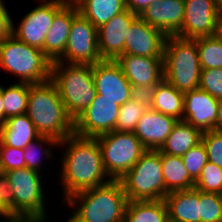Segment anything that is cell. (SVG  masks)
I'll list each match as a JSON object with an SVG mask.
<instances>
[{
  "instance_id": "6da1fadb",
  "label": "cell",
  "mask_w": 222,
  "mask_h": 222,
  "mask_svg": "<svg viewBox=\"0 0 222 222\" xmlns=\"http://www.w3.org/2000/svg\"><path fill=\"white\" fill-rule=\"evenodd\" d=\"M65 148L59 172L63 199L89 188L99 187L111 181L102 162L97 138L72 134L59 142ZM61 178V179H60Z\"/></svg>"
},
{
  "instance_id": "7a4b0ae2",
  "label": "cell",
  "mask_w": 222,
  "mask_h": 222,
  "mask_svg": "<svg viewBox=\"0 0 222 222\" xmlns=\"http://www.w3.org/2000/svg\"><path fill=\"white\" fill-rule=\"evenodd\" d=\"M26 115L40 136H48L61 142L74 133V120L67 113L56 85L48 80L29 84Z\"/></svg>"
},
{
  "instance_id": "3957f363",
  "label": "cell",
  "mask_w": 222,
  "mask_h": 222,
  "mask_svg": "<svg viewBox=\"0 0 222 222\" xmlns=\"http://www.w3.org/2000/svg\"><path fill=\"white\" fill-rule=\"evenodd\" d=\"M64 202L71 210L72 222H124L127 196L119 180L79 191ZM76 208V209H75Z\"/></svg>"
},
{
  "instance_id": "277c9868",
  "label": "cell",
  "mask_w": 222,
  "mask_h": 222,
  "mask_svg": "<svg viewBox=\"0 0 222 222\" xmlns=\"http://www.w3.org/2000/svg\"><path fill=\"white\" fill-rule=\"evenodd\" d=\"M67 113L75 120L96 95L92 65L53 62L51 79Z\"/></svg>"
},
{
  "instance_id": "5b68a950",
  "label": "cell",
  "mask_w": 222,
  "mask_h": 222,
  "mask_svg": "<svg viewBox=\"0 0 222 222\" xmlns=\"http://www.w3.org/2000/svg\"><path fill=\"white\" fill-rule=\"evenodd\" d=\"M164 79L178 91L199 88L201 66L196 39L167 36L163 53Z\"/></svg>"
},
{
  "instance_id": "8992f818",
  "label": "cell",
  "mask_w": 222,
  "mask_h": 222,
  "mask_svg": "<svg viewBox=\"0 0 222 222\" xmlns=\"http://www.w3.org/2000/svg\"><path fill=\"white\" fill-rule=\"evenodd\" d=\"M0 68L18 77L17 82L39 84L51 79L52 62L42 50L11 34L0 43Z\"/></svg>"
},
{
  "instance_id": "52a82bcc",
  "label": "cell",
  "mask_w": 222,
  "mask_h": 222,
  "mask_svg": "<svg viewBox=\"0 0 222 222\" xmlns=\"http://www.w3.org/2000/svg\"><path fill=\"white\" fill-rule=\"evenodd\" d=\"M119 181L128 201H157L169 193L165 189L159 149L146 150Z\"/></svg>"
},
{
  "instance_id": "ba28073f",
  "label": "cell",
  "mask_w": 222,
  "mask_h": 222,
  "mask_svg": "<svg viewBox=\"0 0 222 222\" xmlns=\"http://www.w3.org/2000/svg\"><path fill=\"white\" fill-rule=\"evenodd\" d=\"M105 172L111 180H120L147 150L134 132L112 131L96 137Z\"/></svg>"
},
{
  "instance_id": "9c48e42d",
  "label": "cell",
  "mask_w": 222,
  "mask_h": 222,
  "mask_svg": "<svg viewBox=\"0 0 222 222\" xmlns=\"http://www.w3.org/2000/svg\"><path fill=\"white\" fill-rule=\"evenodd\" d=\"M102 60L98 28L79 13L72 21L64 54L57 62L93 65Z\"/></svg>"
},
{
  "instance_id": "30bf717a",
  "label": "cell",
  "mask_w": 222,
  "mask_h": 222,
  "mask_svg": "<svg viewBox=\"0 0 222 222\" xmlns=\"http://www.w3.org/2000/svg\"><path fill=\"white\" fill-rule=\"evenodd\" d=\"M3 174L14 195V213H47L42 173L25 167Z\"/></svg>"
},
{
  "instance_id": "8fae6325",
  "label": "cell",
  "mask_w": 222,
  "mask_h": 222,
  "mask_svg": "<svg viewBox=\"0 0 222 222\" xmlns=\"http://www.w3.org/2000/svg\"><path fill=\"white\" fill-rule=\"evenodd\" d=\"M40 5L27 12L20 24L12 23V35L19 41L44 52V41L55 14L68 2L67 0H39Z\"/></svg>"
},
{
  "instance_id": "7c38bea8",
  "label": "cell",
  "mask_w": 222,
  "mask_h": 222,
  "mask_svg": "<svg viewBox=\"0 0 222 222\" xmlns=\"http://www.w3.org/2000/svg\"><path fill=\"white\" fill-rule=\"evenodd\" d=\"M120 106L96 94L90 105L74 120V134L96 138L115 130Z\"/></svg>"
},
{
  "instance_id": "4fadbf2b",
  "label": "cell",
  "mask_w": 222,
  "mask_h": 222,
  "mask_svg": "<svg viewBox=\"0 0 222 222\" xmlns=\"http://www.w3.org/2000/svg\"><path fill=\"white\" fill-rule=\"evenodd\" d=\"M136 93L148 94L163 78V58L122 54L115 60Z\"/></svg>"
},
{
  "instance_id": "5bb4252c",
  "label": "cell",
  "mask_w": 222,
  "mask_h": 222,
  "mask_svg": "<svg viewBox=\"0 0 222 222\" xmlns=\"http://www.w3.org/2000/svg\"><path fill=\"white\" fill-rule=\"evenodd\" d=\"M96 94L121 106L136 92L115 60H102L92 65Z\"/></svg>"
},
{
  "instance_id": "9a60e30c",
  "label": "cell",
  "mask_w": 222,
  "mask_h": 222,
  "mask_svg": "<svg viewBox=\"0 0 222 222\" xmlns=\"http://www.w3.org/2000/svg\"><path fill=\"white\" fill-rule=\"evenodd\" d=\"M185 11L181 30L175 35L184 39L212 36L220 8L215 0H184Z\"/></svg>"
},
{
  "instance_id": "2e32d148",
  "label": "cell",
  "mask_w": 222,
  "mask_h": 222,
  "mask_svg": "<svg viewBox=\"0 0 222 222\" xmlns=\"http://www.w3.org/2000/svg\"><path fill=\"white\" fill-rule=\"evenodd\" d=\"M166 35L137 16L125 37L124 54L163 58Z\"/></svg>"
},
{
  "instance_id": "e0dca14e",
  "label": "cell",
  "mask_w": 222,
  "mask_h": 222,
  "mask_svg": "<svg viewBox=\"0 0 222 222\" xmlns=\"http://www.w3.org/2000/svg\"><path fill=\"white\" fill-rule=\"evenodd\" d=\"M219 100L201 89L184 92L182 120L201 132L216 130Z\"/></svg>"
},
{
  "instance_id": "ac0fdd59",
  "label": "cell",
  "mask_w": 222,
  "mask_h": 222,
  "mask_svg": "<svg viewBox=\"0 0 222 222\" xmlns=\"http://www.w3.org/2000/svg\"><path fill=\"white\" fill-rule=\"evenodd\" d=\"M137 16L126 8L98 28V47L103 60H116L124 54L125 37Z\"/></svg>"
},
{
  "instance_id": "d6986e66",
  "label": "cell",
  "mask_w": 222,
  "mask_h": 222,
  "mask_svg": "<svg viewBox=\"0 0 222 222\" xmlns=\"http://www.w3.org/2000/svg\"><path fill=\"white\" fill-rule=\"evenodd\" d=\"M184 0H159L145 8L139 17L166 36H175L184 20Z\"/></svg>"
},
{
  "instance_id": "ffe728a7",
  "label": "cell",
  "mask_w": 222,
  "mask_h": 222,
  "mask_svg": "<svg viewBox=\"0 0 222 222\" xmlns=\"http://www.w3.org/2000/svg\"><path fill=\"white\" fill-rule=\"evenodd\" d=\"M78 14L74 2H67L55 14L44 41V54L52 63L63 56L72 21Z\"/></svg>"
},
{
  "instance_id": "44dd1931",
  "label": "cell",
  "mask_w": 222,
  "mask_h": 222,
  "mask_svg": "<svg viewBox=\"0 0 222 222\" xmlns=\"http://www.w3.org/2000/svg\"><path fill=\"white\" fill-rule=\"evenodd\" d=\"M178 120L150 107L139 119L134 134L147 150H158Z\"/></svg>"
},
{
  "instance_id": "7402d4cb",
  "label": "cell",
  "mask_w": 222,
  "mask_h": 222,
  "mask_svg": "<svg viewBox=\"0 0 222 222\" xmlns=\"http://www.w3.org/2000/svg\"><path fill=\"white\" fill-rule=\"evenodd\" d=\"M164 200L169 220L174 222H201L199 190L197 188L171 191Z\"/></svg>"
},
{
  "instance_id": "603a6c76",
  "label": "cell",
  "mask_w": 222,
  "mask_h": 222,
  "mask_svg": "<svg viewBox=\"0 0 222 222\" xmlns=\"http://www.w3.org/2000/svg\"><path fill=\"white\" fill-rule=\"evenodd\" d=\"M147 95L151 109L182 120L184 93L178 91L164 78Z\"/></svg>"
},
{
  "instance_id": "cb8c5ba5",
  "label": "cell",
  "mask_w": 222,
  "mask_h": 222,
  "mask_svg": "<svg viewBox=\"0 0 222 222\" xmlns=\"http://www.w3.org/2000/svg\"><path fill=\"white\" fill-rule=\"evenodd\" d=\"M39 136L26 113L8 117L5 123L0 126V146L24 149Z\"/></svg>"
},
{
  "instance_id": "d4e9b609",
  "label": "cell",
  "mask_w": 222,
  "mask_h": 222,
  "mask_svg": "<svg viewBox=\"0 0 222 222\" xmlns=\"http://www.w3.org/2000/svg\"><path fill=\"white\" fill-rule=\"evenodd\" d=\"M202 132L184 120H178L159 149L172 156H183L190 148L201 142Z\"/></svg>"
},
{
  "instance_id": "484cf974",
  "label": "cell",
  "mask_w": 222,
  "mask_h": 222,
  "mask_svg": "<svg viewBox=\"0 0 222 222\" xmlns=\"http://www.w3.org/2000/svg\"><path fill=\"white\" fill-rule=\"evenodd\" d=\"M79 13L96 28L126 9L125 0H76Z\"/></svg>"
},
{
  "instance_id": "4316f807",
  "label": "cell",
  "mask_w": 222,
  "mask_h": 222,
  "mask_svg": "<svg viewBox=\"0 0 222 222\" xmlns=\"http://www.w3.org/2000/svg\"><path fill=\"white\" fill-rule=\"evenodd\" d=\"M159 153L165 189L168 192L195 187V181L190 177L181 156L168 155L160 150Z\"/></svg>"
},
{
  "instance_id": "83f0119b",
  "label": "cell",
  "mask_w": 222,
  "mask_h": 222,
  "mask_svg": "<svg viewBox=\"0 0 222 222\" xmlns=\"http://www.w3.org/2000/svg\"><path fill=\"white\" fill-rule=\"evenodd\" d=\"M168 210L165 200L128 201L124 222H166Z\"/></svg>"
},
{
  "instance_id": "f1b7e54d",
  "label": "cell",
  "mask_w": 222,
  "mask_h": 222,
  "mask_svg": "<svg viewBox=\"0 0 222 222\" xmlns=\"http://www.w3.org/2000/svg\"><path fill=\"white\" fill-rule=\"evenodd\" d=\"M149 108V98L145 93H136L120 106L115 131L134 132L141 116Z\"/></svg>"
},
{
  "instance_id": "f546056e",
  "label": "cell",
  "mask_w": 222,
  "mask_h": 222,
  "mask_svg": "<svg viewBox=\"0 0 222 222\" xmlns=\"http://www.w3.org/2000/svg\"><path fill=\"white\" fill-rule=\"evenodd\" d=\"M29 97V83L14 82L8 87L2 85V99L5 116L25 114Z\"/></svg>"
},
{
  "instance_id": "4dcf8cb0",
  "label": "cell",
  "mask_w": 222,
  "mask_h": 222,
  "mask_svg": "<svg viewBox=\"0 0 222 222\" xmlns=\"http://www.w3.org/2000/svg\"><path fill=\"white\" fill-rule=\"evenodd\" d=\"M47 145V147H46ZM52 145V147H50ZM59 142L48 136H39L32 142H30L24 149V160H25V167L29 168L31 170L37 171L39 173H42L41 171L43 170L41 166L43 167V163L41 158L44 156L47 159L53 158L54 156L53 152L51 150L53 147H58L59 148ZM44 146V147H43ZM44 148V149H43ZM42 150V151H41ZM41 152V153H40ZM42 156H40V155ZM42 163V164H41Z\"/></svg>"
},
{
  "instance_id": "1f68e13d",
  "label": "cell",
  "mask_w": 222,
  "mask_h": 222,
  "mask_svg": "<svg viewBox=\"0 0 222 222\" xmlns=\"http://www.w3.org/2000/svg\"><path fill=\"white\" fill-rule=\"evenodd\" d=\"M201 69L222 68V43L215 36L196 39Z\"/></svg>"
},
{
  "instance_id": "d6a6232c",
  "label": "cell",
  "mask_w": 222,
  "mask_h": 222,
  "mask_svg": "<svg viewBox=\"0 0 222 222\" xmlns=\"http://www.w3.org/2000/svg\"><path fill=\"white\" fill-rule=\"evenodd\" d=\"M201 222H222V195L199 190Z\"/></svg>"
},
{
  "instance_id": "836d02e7",
  "label": "cell",
  "mask_w": 222,
  "mask_h": 222,
  "mask_svg": "<svg viewBox=\"0 0 222 222\" xmlns=\"http://www.w3.org/2000/svg\"><path fill=\"white\" fill-rule=\"evenodd\" d=\"M195 188L222 195V168L208 161L195 181Z\"/></svg>"
},
{
  "instance_id": "e575fe53",
  "label": "cell",
  "mask_w": 222,
  "mask_h": 222,
  "mask_svg": "<svg viewBox=\"0 0 222 222\" xmlns=\"http://www.w3.org/2000/svg\"><path fill=\"white\" fill-rule=\"evenodd\" d=\"M182 161L187 169L190 177L196 181L200 173L208 162L206 150L202 141L195 147L190 148L183 156Z\"/></svg>"
},
{
  "instance_id": "d590c367",
  "label": "cell",
  "mask_w": 222,
  "mask_h": 222,
  "mask_svg": "<svg viewBox=\"0 0 222 222\" xmlns=\"http://www.w3.org/2000/svg\"><path fill=\"white\" fill-rule=\"evenodd\" d=\"M201 141L204 144L208 161L222 168V131L202 132Z\"/></svg>"
},
{
  "instance_id": "8d00e7d4",
  "label": "cell",
  "mask_w": 222,
  "mask_h": 222,
  "mask_svg": "<svg viewBox=\"0 0 222 222\" xmlns=\"http://www.w3.org/2000/svg\"><path fill=\"white\" fill-rule=\"evenodd\" d=\"M199 89L222 99V68L201 69Z\"/></svg>"
},
{
  "instance_id": "74e56055",
  "label": "cell",
  "mask_w": 222,
  "mask_h": 222,
  "mask_svg": "<svg viewBox=\"0 0 222 222\" xmlns=\"http://www.w3.org/2000/svg\"><path fill=\"white\" fill-rule=\"evenodd\" d=\"M22 168H25L23 149L0 146V173Z\"/></svg>"
},
{
  "instance_id": "f35d334b",
  "label": "cell",
  "mask_w": 222,
  "mask_h": 222,
  "mask_svg": "<svg viewBox=\"0 0 222 222\" xmlns=\"http://www.w3.org/2000/svg\"><path fill=\"white\" fill-rule=\"evenodd\" d=\"M14 213V195L7 177L0 173V217Z\"/></svg>"
},
{
  "instance_id": "ab89813d",
  "label": "cell",
  "mask_w": 222,
  "mask_h": 222,
  "mask_svg": "<svg viewBox=\"0 0 222 222\" xmlns=\"http://www.w3.org/2000/svg\"><path fill=\"white\" fill-rule=\"evenodd\" d=\"M47 216L46 213H7L1 222H46Z\"/></svg>"
},
{
  "instance_id": "60d3db41",
  "label": "cell",
  "mask_w": 222,
  "mask_h": 222,
  "mask_svg": "<svg viewBox=\"0 0 222 222\" xmlns=\"http://www.w3.org/2000/svg\"><path fill=\"white\" fill-rule=\"evenodd\" d=\"M3 0H0V43L12 34L13 19Z\"/></svg>"
},
{
  "instance_id": "b9f144b4",
  "label": "cell",
  "mask_w": 222,
  "mask_h": 222,
  "mask_svg": "<svg viewBox=\"0 0 222 222\" xmlns=\"http://www.w3.org/2000/svg\"><path fill=\"white\" fill-rule=\"evenodd\" d=\"M157 1L159 0H125V6L132 13L139 16L145 8L156 3Z\"/></svg>"
},
{
  "instance_id": "7bdbcfd3",
  "label": "cell",
  "mask_w": 222,
  "mask_h": 222,
  "mask_svg": "<svg viewBox=\"0 0 222 222\" xmlns=\"http://www.w3.org/2000/svg\"><path fill=\"white\" fill-rule=\"evenodd\" d=\"M213 36H215L222 43V10H220Z\"/></svg>"
},
{
  "instance_id": "ee69618b",
  "label": "cell",
  "mask_w": 222,
  "mask_h": 222,
  "mask_svg": "<svg viewBox=\"0 0 222 222\" xmlns=\"http://www.w3.org/2000/svg\"><path fill=\"white\" fill-rule=\"evenodd\" d=\"M216 130L222 131V99L219 100L216 117Z\"/></svg>"
},
{
  "instance_id": "f6af8a7d",
  "label": "cell",
  "mask_w": 222,
  "mask_h": 222,
  "mask_svg": "<svg viewBox=\"0 0 222 222\" xmlns=\"http://www.w3.org/2000/svg\"><path fill=\"white\" fill-rule=\"evenodd\" d=\"M6 120H7V117L5 116V111L3 108L2 84H1L0 85V126H2Z\"/></svg>"
},
{
  "instance_id": "bcb514c9",
  "label": "cell",
  "mask_w": 222,
  "mask_h": 222,
  "mask_svg": "<svg viewBox=\"0 0 222 222\" xmlns=\"http://www.w3.org/2000/svg\"><path fill=\"white\" fill-rule=\"evenodd\" d=\"M215 3L222 10V0H215Z\"/></svg>"
},
{
  "instance_id": "7dc6e473",
  "label": "cell",
  "mask_w": 222,
  "mask_h": 222,
  "mask_svg": "<svg viewBox=\"0 0 222 222\" xmlns=\"http://www.w3.org/2000/svg\"><path fill=\"white\" fill-rule=\"evenodd\" d=\"M68 2H75L76 0H67Z\"/></svg>"
}]
</instances>
